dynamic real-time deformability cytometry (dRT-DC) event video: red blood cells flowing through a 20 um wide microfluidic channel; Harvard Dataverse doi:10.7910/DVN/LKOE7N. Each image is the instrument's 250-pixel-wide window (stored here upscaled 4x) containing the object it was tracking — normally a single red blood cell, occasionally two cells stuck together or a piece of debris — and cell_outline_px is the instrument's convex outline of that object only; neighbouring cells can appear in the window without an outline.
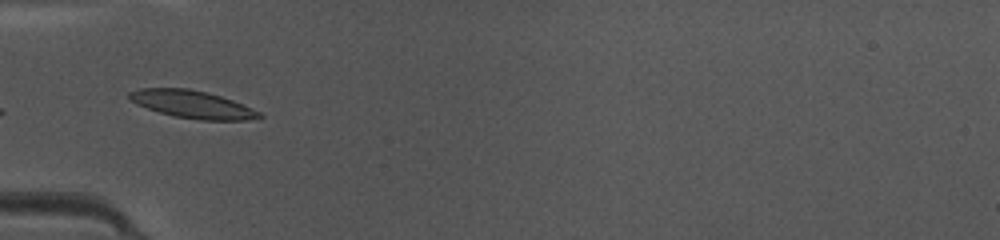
{"species": "common noctule bat (a hibernating species)", "species_latin": "Nyctalus noctula", "temperature_condition": "warm", "stored_images_in_passage": 32, "camera_frame_rate_fps": 3000, "um_per_image_px": 0.085, "animal": {"sex": "female", "body_mass_g": 10.0, "forearm_length_mm": 53.1}, "frame": {"image": 1, "passage_image": 1, "time_ms": 0.0, "image_size_px": [1000, 240], "cell_outline_px": [[264, 116], [244, 120], [200, 120], [176, 116], [160, 112], [136, 104], [128, 96], [128, 92], [140, 88], [188, 88], [208, 92], [232, 100], [260, 112]], "centroid_in_image_um": [16.33, 8.86], "position_along_channel_um": 68.7, "area_um2": 20.63}, "authors_computed_cell_mechanics": {"area_um2": 20.7213, "velocity_mm_per_s": 4.1395, "shape_relaxation_time_tau1_ms": 3.9026, "shape_relaxation_time_tau2_ms": 1.7359, "deformation_change_tau1": 0.1171, "deformation_change_tau2": 0.0649}}